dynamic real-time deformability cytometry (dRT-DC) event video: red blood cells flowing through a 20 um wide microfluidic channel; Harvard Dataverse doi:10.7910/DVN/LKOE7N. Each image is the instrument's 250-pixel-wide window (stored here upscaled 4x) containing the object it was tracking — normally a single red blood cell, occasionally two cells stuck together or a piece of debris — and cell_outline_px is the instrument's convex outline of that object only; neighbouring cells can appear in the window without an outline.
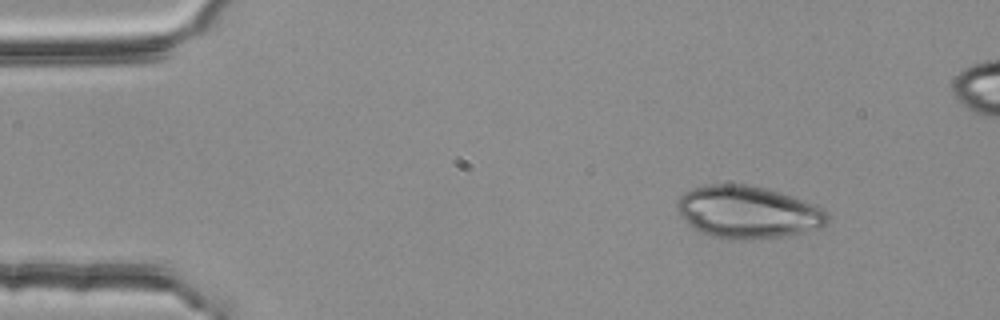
{"species": "common noctule bat (a hibernating species)", "species_latin": "Nyctalus noctula", "temperature_condition": "room temperature", "stored_images_in_passage": 4, "camera_frame_rate_fps": 3000, "um_per_image_px": 0.085, "animal": {"sex": "female", "body_mass_g": 25.1}, "frame": {"image": 1, "passage_image": 1, "time_ms": 0.0, "image_size_px": [1000, 320], "cell_outline_px": [[828, 220], [820, 228], [804, 232], [780, 236], [740, 240], [732, 240], [708, 236], [700, 232], [688, 224], [680, 216], [676, 208], [676, 200], [684, 192], [692, 188], [704, 184], [744, 184], [764, 188], [780, 192], [816, 204], [824, 208], [828, 212]], "centroid_in_image_um": [63.53, 18.02], "position_along_channel_um": 21.5, "area_um2": 46.24}}